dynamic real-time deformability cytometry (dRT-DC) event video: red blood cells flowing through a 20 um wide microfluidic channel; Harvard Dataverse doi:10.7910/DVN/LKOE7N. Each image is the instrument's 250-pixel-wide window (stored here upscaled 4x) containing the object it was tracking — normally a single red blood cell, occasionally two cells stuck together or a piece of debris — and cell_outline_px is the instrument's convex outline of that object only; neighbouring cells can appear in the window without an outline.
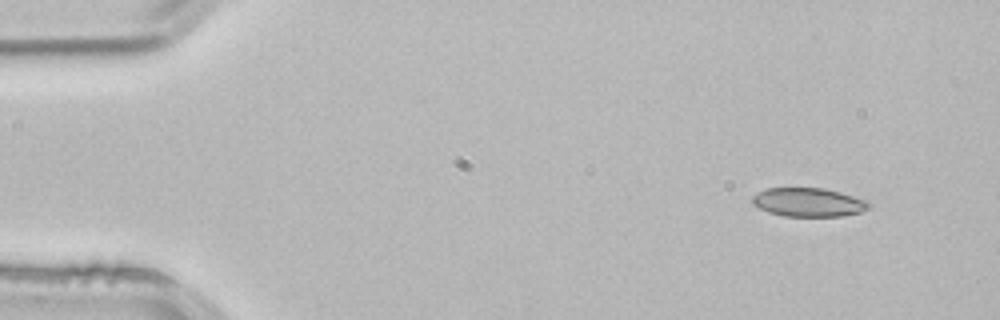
{"species": "common noctule bat (a hibernating species)", "species_latin": "Nyctalus noctula", "temperature_condition": "room temperature", "stored_images_in_passage": 4, "camera_frame_rate_fps": 3000, "um_per_image_px": 0.085, "animal": {"sex": "male", "body_mass_g": 21.5, "forearm_length_mm": 52.0}, "frame": {"image": 1, "passage_image": 1, "time_ms": 0.0, "image_size_px": [1000, 320], "cell_outline_px": [[872, 204], [868, 208], [860, 212], [844, 216], [784, 216], [768, 212], [752, 204], [752, 196], [756, 192], [768, 188], [824, 188], [840, 192], [868, 200]], "centroid_in_image_um": [68.73, 17.19], "position_along_channel_um": 16.3, "area_um2": 19.65}}
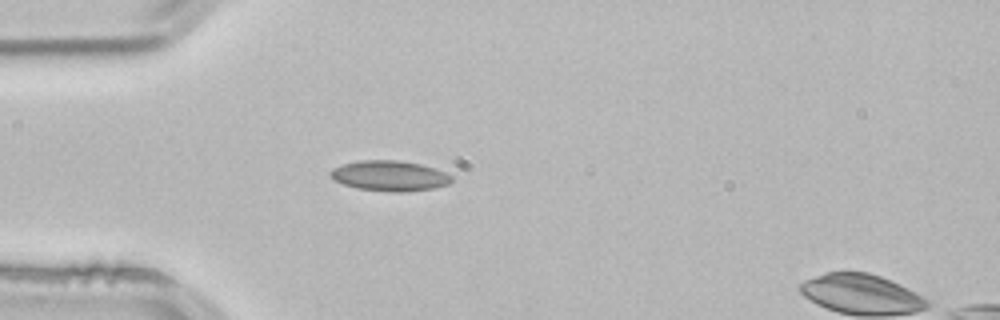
{"frame": {"image": 2, "passage_image": 3, "time_ms": 0.667, "image_size_px": [1000, 320], "cell_outline_px": [[452, 180], [448, 184], [436, 188], [408, 192], [388, 192], [356, 188], [332, 180], [328, 176], [328, 172], [332, 168], [344, 164], [360, 160], [396, 160], [420, 164], [444, 172], [452, 176]], "centroid_in_image_um": [33.07, 14.96], "position_along_channel_um": 51.9, "area_um2": 21.62}}